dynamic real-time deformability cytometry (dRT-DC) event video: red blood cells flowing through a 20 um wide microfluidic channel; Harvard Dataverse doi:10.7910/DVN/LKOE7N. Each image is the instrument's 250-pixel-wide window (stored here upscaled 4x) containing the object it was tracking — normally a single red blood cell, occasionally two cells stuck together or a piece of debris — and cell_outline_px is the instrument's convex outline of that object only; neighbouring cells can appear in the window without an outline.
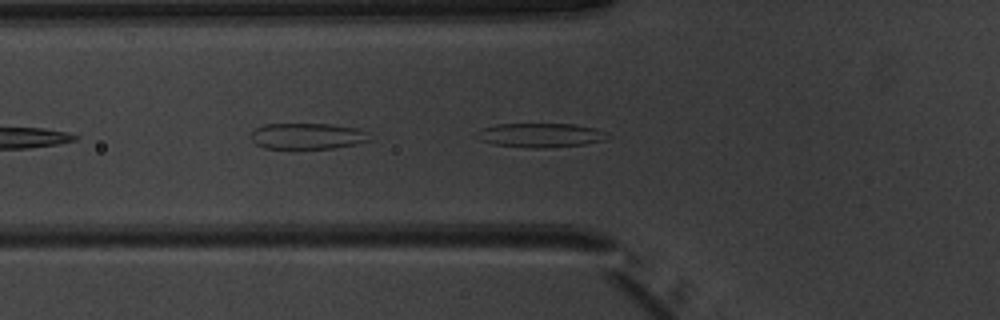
{"species": "common noctule bat (a hibernating species)", "species_latin": "Nyctalus noctula", "temperature_condition": "warm", "stored_images_in_passage": 25, "camera_frame_rate_fps": 3000, "um_per_image_px": 0.085, "animal": {"sex": "male", "body_mass_g": 20.1, "forearm_length_mm": 53.5}, "frame": {"image": 1, "passage_image": 18, "time_ms": 5.667, "image_size_px": [1000, 320], "cell_outline_px": [[608, 132], [604, 140], [584, 144], [544, 148], [532, 148], [492, 144], [480, 140], [480, 128], [496, 124], [572, 124], [596, 128]], "centroid_in_image_um": [45.96, 11.49], "position_along_channel_um": 79.8, "area_um2": 18.21}}